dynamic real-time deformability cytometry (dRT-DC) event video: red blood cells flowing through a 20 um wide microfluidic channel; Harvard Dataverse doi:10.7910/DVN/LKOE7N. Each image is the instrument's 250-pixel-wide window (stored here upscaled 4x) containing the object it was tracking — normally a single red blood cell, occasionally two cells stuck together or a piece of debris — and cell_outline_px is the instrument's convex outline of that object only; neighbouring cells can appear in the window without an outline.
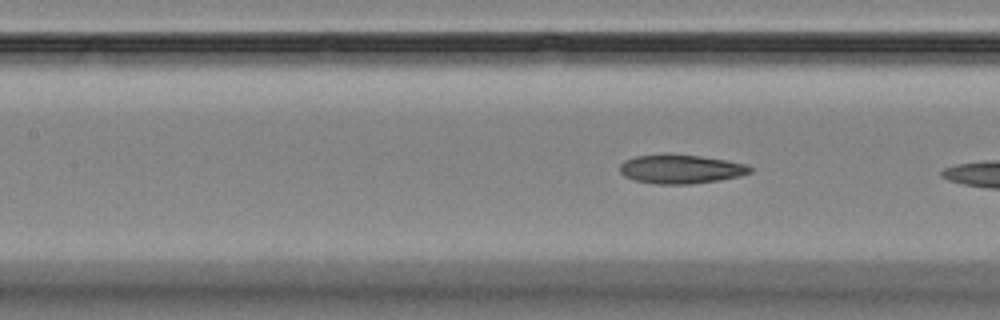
{"species": "Egyptian fruit bat (a non-hibernating species)", "species_latin": "Rousettus aegyptiacus", "temperature_condition": "room temperature", "stored_images_in_passage": 9, "camera_frame_rate_fps": 3000, "um_per_image_px": 0.085, "animal": {"sex": "female"}, "frame": {"image": 1, "passage_image": 8, "time_ms": 8.667, "image_size_px": [1000, 320], "cell_outline_px": [[752, 172], [740, 176], [720, 180], [688, 184], [656, 184], [636, 180], [624, 176], [620, 172], [620, 164], [624, 160], [636, 156], [700, 156], [724, 160], [744, 164], [752, 168]], "centroid_in_image_um": [57.87, 14.4], "position_along_channel_um": 149.5, "area_um2": 21.27}}